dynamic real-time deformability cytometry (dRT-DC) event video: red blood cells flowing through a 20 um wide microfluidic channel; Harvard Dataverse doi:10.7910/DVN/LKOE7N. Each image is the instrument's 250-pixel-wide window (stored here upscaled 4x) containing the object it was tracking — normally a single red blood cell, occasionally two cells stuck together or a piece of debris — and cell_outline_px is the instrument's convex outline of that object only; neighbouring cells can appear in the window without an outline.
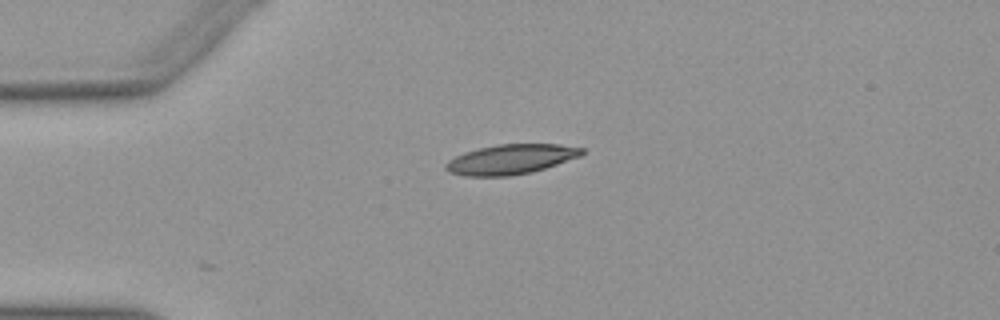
{"species": "Egyptian fruit bat (a non-hibernating species)", "species_latin": "Rousettus aegyptiacus", "temperature_condition": "warm", "stored_images_in_passage": 19, "camera_frame_rate_fps": 3000, "um_per_image_px": 0.085, "animal": {"sex": "female"}, "frame": {"image": 1, "passage_image": 1, "time_ms": 0.0, "image_size_px": [1000, 320], "cell_outline_px": [[584, 152], [580, 156], [532, 172], [508, 176], [464, 176], [448, 172], [444, 168], [444, 164], [448, 160], [464, 152], [496, 144], [560, 144], [584, 148]], "centroid_in_image_um": [43.38, 13.54], "position_along_channel_um": 41.6, "area_um2": 23.64}}
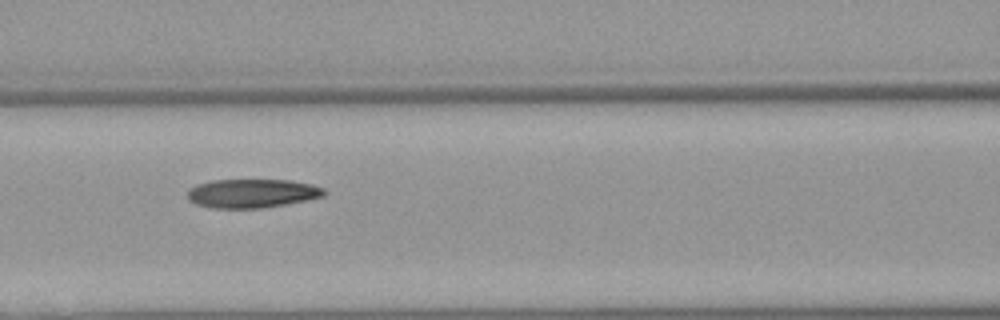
{"frame": {"image": 2, "passage_image": 11, "time_ms": 3.333, "image_size_px": [1000, 320], "cell_outline_px": [[328, 192], [324, 196], [308, 200], [264, 208], [212, 208], [196, 204], [188, 200], [188, 188], [196, 184], [212, 180], [292, 180], [312, 184], [324, 188]], "centroid_in_image_um": [21.44, 16.43], "position_along_channel_um": 145.2, "area_um2": 23.24}}
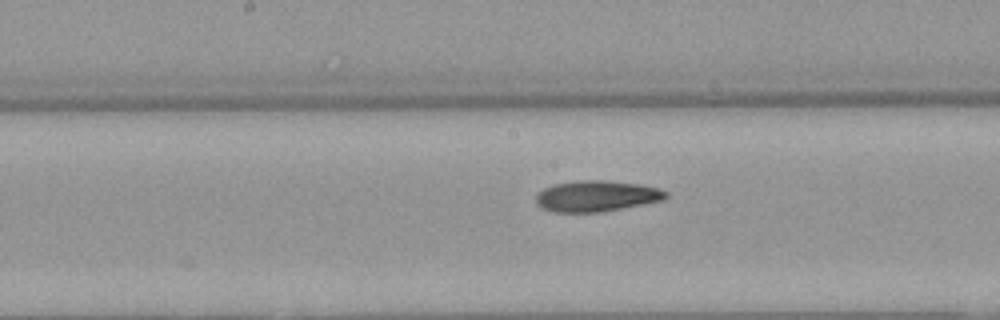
{"frame": {"image": 3, "passage_image": 15, "time_ms": 4.667, "image_size_px": [1000, 320], "cell_outline_px": [[668, 196], [660, 200], [644, 204], [600, 212], [556, 212], [544, 208], [536, 204], [536, 196], [544, 188], [552, 184], [580, 180], [608, 180], [640, 184], [660, 188], [668, 192]], "centroid_in_image_um": [50.72, 16.65], "position_along_channel_um": 197.5, "area_um2": 23.41}}